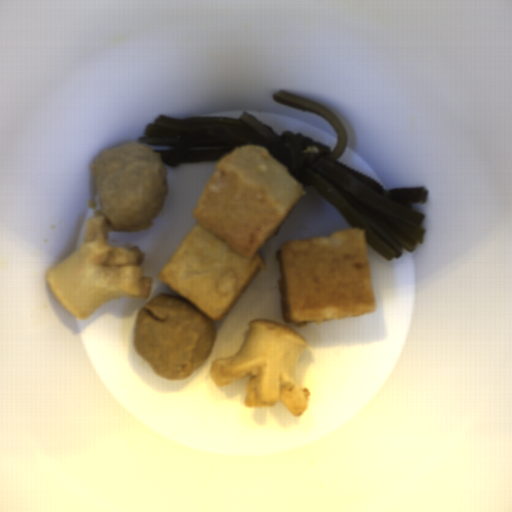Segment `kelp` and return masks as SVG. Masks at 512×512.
Segmentation results:
<instances>
[{
  "label": "kelp",
  "instance_id": "1",
  "mask_svg": "<svg viewBox=\"0 0 512 512\" xmlns=\"http://www.w3.org/2000/svg\"><path fill=\"white\" fill-rule=\"evenodd\" d=\"M273 101L304 110L328 121L337 137L333 151L324 143L284 130H276L254 115L243 112L238 118L198 116L174 118L157 114L147 123V145L172 149H152L161 154L163 164L219 162L240 145L265 147L304 190L312 187L336 207L351 228L365 229L367 245L389 263L410 254L422 244L426 214L412 205L425 204L428 188L424 186L385 189L381 182L337 161L348 148L343 122L326 106L286 91L271 94Z\"/></svg>",
  "mask_w": 512,
  "mask_h": 512
}]
</instances>
